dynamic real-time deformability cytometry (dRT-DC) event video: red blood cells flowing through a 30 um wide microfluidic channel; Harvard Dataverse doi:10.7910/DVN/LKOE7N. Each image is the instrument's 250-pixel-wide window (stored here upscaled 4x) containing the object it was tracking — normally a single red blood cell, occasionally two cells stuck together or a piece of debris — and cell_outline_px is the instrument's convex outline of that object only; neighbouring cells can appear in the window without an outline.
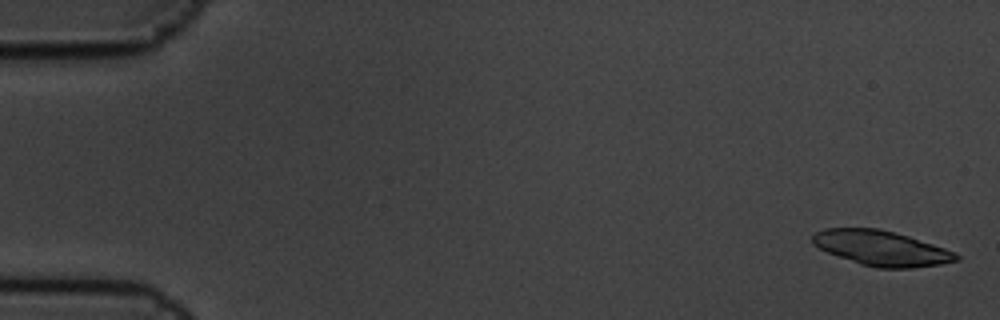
{"species": "common noctule bat (a hibernating species)", "species_latin": "Nyctalus noctula", "temperature_condition": "cold", "stored_images_in_passage": 7, "camera_frame_rate_fps": 3000, "um_per_image_px": 0.085, "animal": {"sex": "male", "body_mass_g": 19.5, "forearm_length_mm": 54.6}, "frame": {"image": 1, "passage_image": 1, "time_ms": 0.0, "image_size_px": [1000, 320], "cell_outline_px": [[960, 260], [940, 264], [912, 268], [876, 268], [860, 264], [828, 252], [812, 244], [812, 236], [816, 232], [824, 228], [880, 228], [908, 236], [944, 248], [960, 256]], "centroid_in_image_um": [74.9, 21.09], "position_along_channel_um": 10.1, "area_um2": 29.13}}